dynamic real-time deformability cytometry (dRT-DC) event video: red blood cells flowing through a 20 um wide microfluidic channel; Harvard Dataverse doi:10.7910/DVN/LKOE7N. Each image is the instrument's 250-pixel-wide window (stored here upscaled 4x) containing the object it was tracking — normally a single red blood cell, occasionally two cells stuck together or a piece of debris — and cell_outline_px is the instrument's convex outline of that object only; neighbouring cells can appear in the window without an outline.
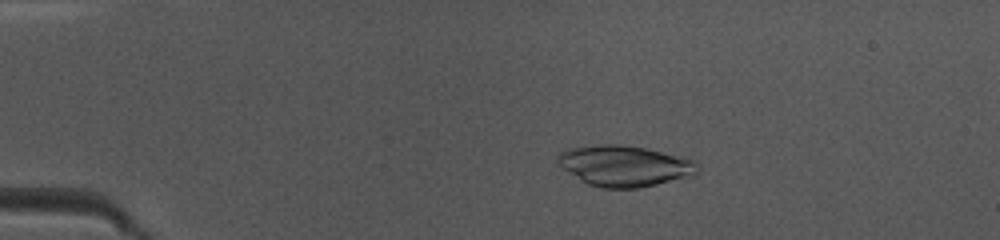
{"species": "common noctule bat (a hibernating species)", "species_latin": "Nyctalus noctula", "temperature_condition": "warm", "stored_images_in_passage": 40, "camera_frame_rate_fps": 3000, "um_per_image_px": 0.085, "animal": {"sex": "female", "body_mass_g": 10.0, "forearm_length_mm": 53.1}, "frame": {"image": 1, "passage_image": 2, "time_ms": 0.333, "image_size_px": [1000, 240], "cell_outline_px": [[696, 172], [692, 176], [656, 184], [636, 188], [600, 188], [588, 184], [564, 168], [556, 160], [556, 156], [560, 152], [568, 148], [600, 144], [620, 144], [648, 148], [692, 160], [696, 164]], "centroid_in_image_um": [53.04, 14.09], "position_along_channel_um": 32.0, "area_um2": 32.89}}
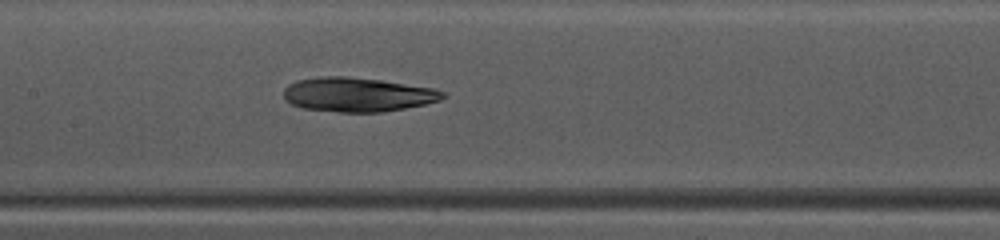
{"frame": {"image": 2, "passage_image": 16, "time_ms": 5.0, "image_size_px": [1000, 240], "cell_outline_px": [[444, 96], [440, 100], [424, 104], [404, 108], [380, 112], [340, 112], [304, 108], [292, 104], [284, 100], [284, 88], [288, 84], [296, 80], [324, 76], [344, 76], [380, 80], [432, 88], [444, 92]], "centroid_in_image_um": [30.34, 8.04], "position_along_channel_um": 177.1, "area_um2": 31.44}}
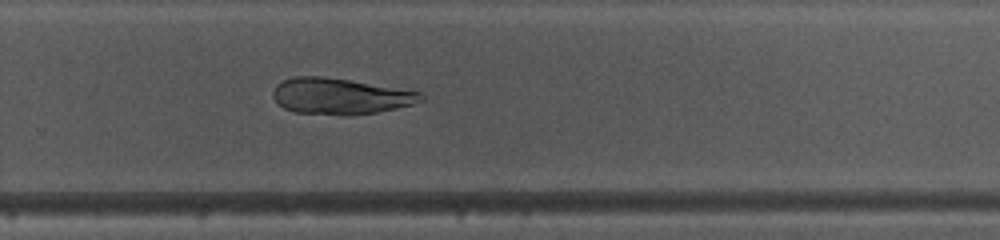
{"frame": {"image": 3, "passage_image": 25, "time_ms": 8.0, "image_size_px": [1000, 240], "cell_outline_px": [[424, 100], [412, 104], [396, 108], [376, 112], [348, 116], [344, 116], [296, 112], [284, 108], [272, 96], [272, 92], [276, 84], [292, 76], [320, 76], [348, 80], [420, 92], [424, 96]], "centroid_in_image_um": [28.88, 8.18], "position_along_channel_um": 300.9, "area_um2": 30.92}}